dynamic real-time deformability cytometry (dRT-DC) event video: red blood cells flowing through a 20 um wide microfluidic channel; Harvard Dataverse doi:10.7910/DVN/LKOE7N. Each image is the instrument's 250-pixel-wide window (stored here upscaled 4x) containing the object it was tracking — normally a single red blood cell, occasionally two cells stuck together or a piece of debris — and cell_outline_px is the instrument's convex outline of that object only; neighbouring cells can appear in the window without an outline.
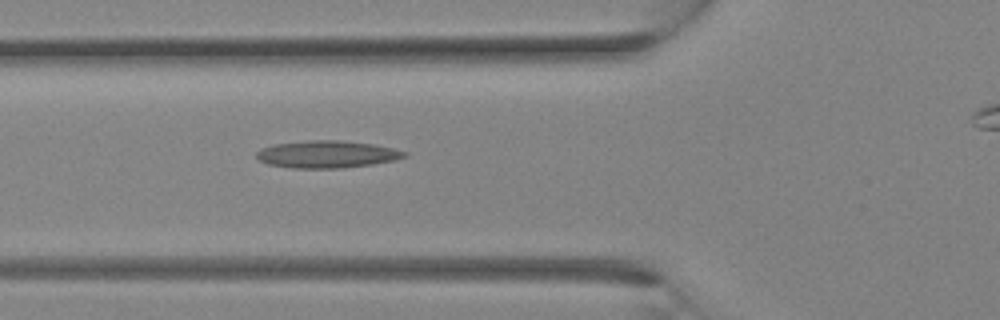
{"species": "Egyptian fruit bat (a non-hibernating species)", "species_latin": "Rousettus aegyptiacus", "temperature_condition": "room temperature", "stored_images_in_passage": 12, "camera_frame_rate_fps": 3000, "um_per_image_px": 0.085, "animal": {"sex": "female"}, "frame": {"image": 1, "passage_image": 12, "time_ms": 3.667, "image_size_px": [1000, 320], "cell_outline_px": [[408, 156], [396, 160], [372, 164], [340, 168], [292, 168], [268, 164], [260, 160], [256, 156], [256, 152], [260, 148], [272, 144], [308, 140], [340, 140], [376, 144], [408, 152]], "centroid_in_image_um": [27.8, 13.1], "position_along_channel_um": 98.0, "area_um2": 23.7}}